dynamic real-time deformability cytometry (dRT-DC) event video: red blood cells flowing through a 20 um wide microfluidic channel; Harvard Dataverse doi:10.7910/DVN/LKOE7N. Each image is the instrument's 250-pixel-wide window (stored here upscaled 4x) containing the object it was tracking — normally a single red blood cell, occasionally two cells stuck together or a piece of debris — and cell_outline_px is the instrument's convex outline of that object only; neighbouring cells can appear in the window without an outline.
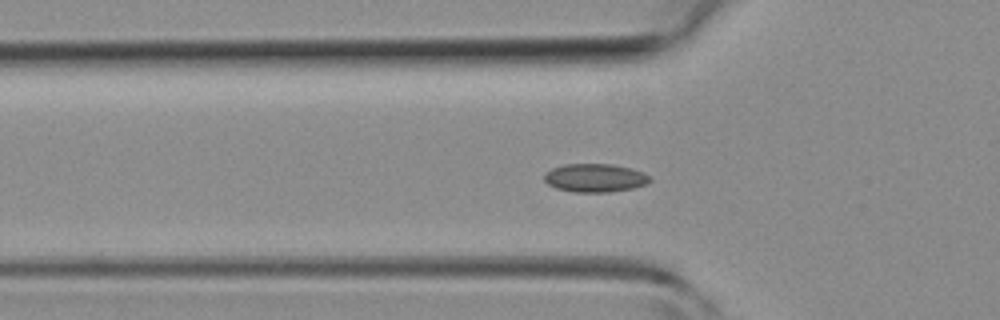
{"species": "common noctule bat (a hibernating species)", "species_latin": "Nyctalus noctula", "temperature_condition": "room temperature", "stored_images_in_passage": 45, "camera_frame_rate_fps": 3000, "um_per_image_px": 0.085, "animal": {"sex": "female", "body_mass_g": 19.3, "forearm_length_mm": 54.1}, "frame": {"image": 1, "passage_image": 14, "time_ms": 4.333, "image_size_px": [1000, 320], "cell_outline_px": [[652, 180], [648, 184], [632, 188], [608, 192], [572, 192], [556, 188], [548, 184], [544, 180], [544, 172], [552, 168], [564, 164], [612, 164], [632, 168], [644, 172], [652, 176]], "centroid_in_image_um": [50.6, 15.11], "position_along_channel_um": 75.2, "area_um2": 17.74}}
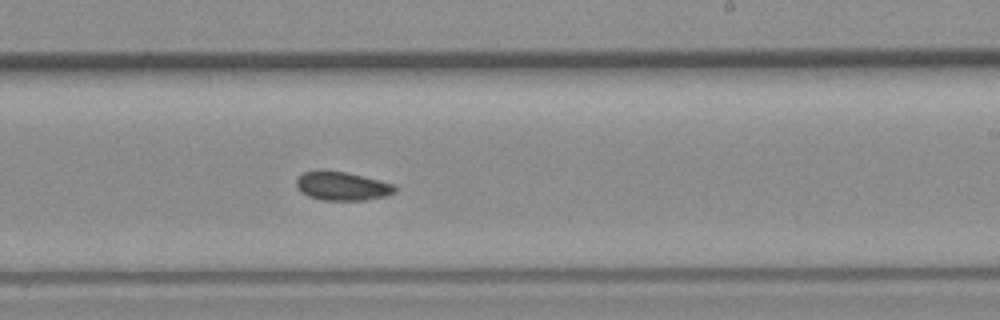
{"frame": {"image": 2, "passage_image": 26, "time_ms": 8.333, "image_size_px": [1000, 320], "cell_outline_px": [[396, 192], [384, 196], [364, 200], [324, 200], [308, 196], [300, 192], [296, 184], [296, 180], [304, 172], [344, 172], [380, 180], [392, 184], [396, 188]], "centroid_in_image_um": [29.09, 15.84], "position_along_channel_um": 259.9, "area_um2": 15.95}}
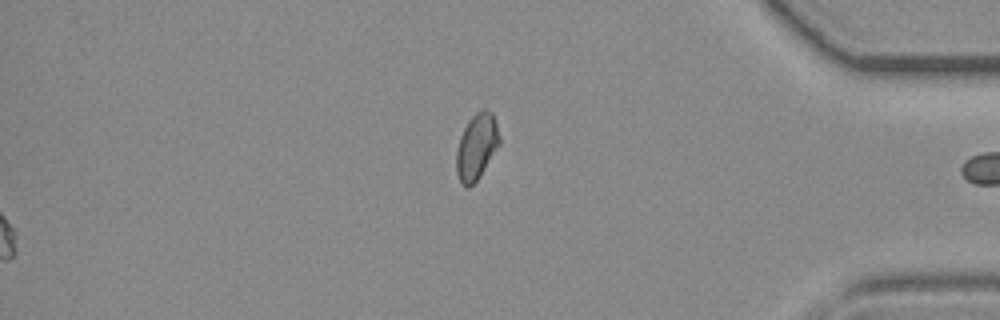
{"frame": {"image": 3, "passage_image": 45, "time_ms": 14.667, "image_size_px": [1000, 320], "cell_outline_px": [[500, 144], [480, 176], [468, 188], [460, 180], [456, 172], [456, 152], [460, 136], [468, 120], [476, 112], [484, 108], [492, 112], [500, 136]], "centroid_in_image_um": [40.51, 12.44], "position_along_channel_um": 394.7, "area_um2": 16.47}}